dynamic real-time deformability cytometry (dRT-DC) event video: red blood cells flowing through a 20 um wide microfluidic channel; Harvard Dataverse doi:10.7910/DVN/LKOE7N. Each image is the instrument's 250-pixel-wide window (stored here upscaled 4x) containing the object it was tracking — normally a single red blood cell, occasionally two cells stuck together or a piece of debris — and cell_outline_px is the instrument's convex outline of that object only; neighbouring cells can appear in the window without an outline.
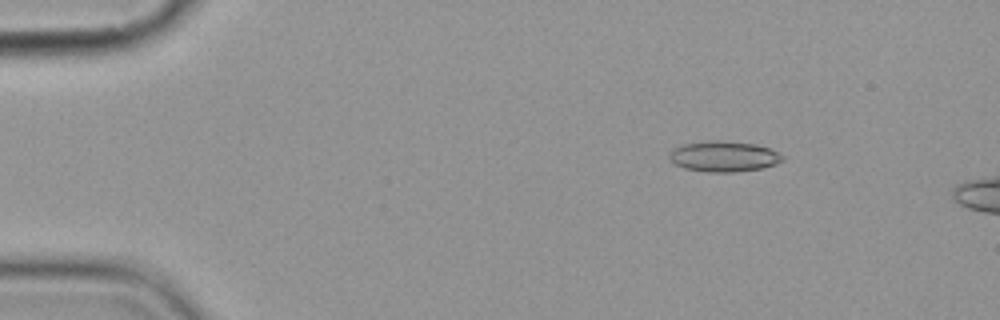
{"species": "common noctule bat (a hibernating species)", "species_latin": "Nyctalus noctula", "temperature_condition": "cold", "stored_images_in_passage": 6, "camera_frame_rate_fps": 3000, "um_per_image_px": 0.085, "animal": {"sex": "female", "body_mass_g": 19.9}, "frame": {"image": 1, "passage_image": 3, "time_ms": 2.333, "image_size_px": [1000, 320], "cell_outline_px": [[784, 160], [776, 164], [764, 168], [736, 172], [708, 172], [684, 168], [676, 164], [668, 156], [668, 152], [684, 144], [716, 140], [720, 140], [756, 144], [780, 152], [784, 156]], "centroid_in_image_um": [61.58, 13.3], "position_along_channel_um": 23.4, "area_um2": 20.23}}